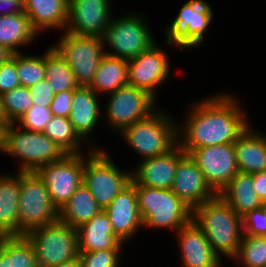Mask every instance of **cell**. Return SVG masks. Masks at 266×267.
<instances>
[{
    "mask_svg": "<svg viewBox=\"0 0 266 267\" xmlns=\"http://www.w3.org/2000/svg\"><path fill=\"white\" fill-rule=\"evenodd\" d=\"M1 96L7 120L10 123H16L33 106L29 87L20 85Z\"/></svg>",
    "mask_w": 266,
    "mask_h": 267,
    "instance_id": "cell-35",
    "label": "cell"
},
{
    "mask_svg": "<svg viewBox=\"0 0 266 267\" xmlns=\"http://www.w3.org/2000/svg\"><path fill=\"white\" fill-rule=\"evenodd\" d=\"M84 166L85 153L66 154L61 160L42 166L36 171L58 210L83 183Z\"/></svg>",
    "mask_w": 266,
    "mask_h": 267,
    "instance_id": "cell-13",
    "label": "cell"
},
{
    "mask_svg": "<svg viewBox=\"0 0 266 267\" xmlns=\"http://www.w3.org/2000/svg\"><path fill=\"white\" fill-rule=\"evenodd\" d=\"M128 60L105 54L89 86L98 95L109 94L128 85Z\"/></svg>",
    "mask_w": 266,
    "mask_h": 267,
    "instance_id": "cell-27",
    "label": "cell"
},
{
    "mask_svg": "<svg viewBox=\"0 0 266 267\" xmlns=\"http://www.w3.org/2000/svg\"><path fill=\"white\" fill-rule=\"evenodd\" d=\"M50 107L33 105L16 124L26 130L43 132L45 125L52 118Z\"/></svg>",
    "mask_w": 266,
    "mask_h": 267,
    "instance_id": "cell-37",
    "label": "cell"
},
{
    "mask_svg": "<svg viewBox=\"0 0 266 267\" xmlns=\"http://www.w3.org/2000/svg\"><path fill=\"white\" fill-rule=\"evenodd\" d=\"M0 267H40L33 245L25 235H11L0 248Z\"/></svg>",
    "mask_w": 266,
    "mask_h": 267,
    "instance_id": "cell-30",
    "label": "cell"
},
{
    "mask_svg": "<svg viewBox=\"0 0 266 267\" xmlns=\"http://www.w3.org/2000/svg\"><path fill=\"white\" fill-rule=\"evenodd\" d=\"M19 188L18 235L59 220V211L36 172H19Z\"/></svg>",
    "mask_w": 266,
    "mask_h": 267,
    "instance_id": "cell-8",
    "label": "cell"
},
{
    "mask_svg": "<svg viewBox=\"0 0 266 267\" xmlns=\"http://www.w3.org/2000/svg\"><path fill=\"white\" fill-rule=\"evenodd\" d=\"M16 159L19 172H36L61 160L67 153L43 132H34L10 123L5 127L3 153Z\"/></svg>",
    "mask_w": 266,
    "mask_h": 267,
    "instance_id": "cell-5",
    "label": "cell"
},
{
    "mask_svg": "<svg viewBox=\"0 0 266 267\" xmlns=\"http://www.w3.org/2000/svg\"><path fill=\"white\" fill-rule=\"evenodd\" d=\"M175 16L164 29V42L180 50L202 46L214 19L211 5L205 0H187Z\"/></svg>",
    "mask_w": 266,
    "mask_h": 267,
    "instance_id": "cell-9",
    "label": "cell"
},
{
    "mask_svg": "<svg viewBox=\"0 0 266 267\" xmlns=\"http://www.w3.org/2000/svg\"><path fill=\"white\" fill-rule=\"evenodd\" d=\"M30 95L32 96L33 105L49 107L52 99L55 96L47 79L39 81L37 84L30 86Z\"/></svg>",
    "mask_w": 266,
    "mask_h": 267,
    "instance_id": "cell-40",
    "label": "cell"
},
{
    "mask_svg": "<svg viewBox=\"0 0 266 267\" xmlns=\"http://www.w3.org/2000/svg\"><path fill=\"white\" fill-rule=\"evenodd\" d=\"M45 73L55 94L79 87L70 66L52 45L45 50Z\"/></svg>",
    "mask_w": 266,
    "mask_h": 267,
    "instance_id": "cell-31",
    "label": "cell"
},
{
    "mask_svg": "<svg viewBox=\"0 0 266 267\" xmlns=\"http://www.w3.org/2000/svg\"><path fill=\"white\" fill-rule=\"evenodd\" d=\"M171 190L192 210L217 196L195 160L187 153L178 162Z\"/></svg>",
    "mask_w": 266,
    "mask_h": 267,
    "instance_id": "cell-17",
    "label": "cell"
},
{
    "mask_svg": "<svg viewBox=\"0 0 266 267\" xmlns=\"http://www.w3.org/2000/svg\"><path fill=\"white\" fill-rule=\"evenodd\" d=\"M51 267H81V261L79 257H76L73 260H70L68 262H64L58 265H54Z\"/></svg>",
    "mask_w": 266,
    "mask_h": 267,
    "instance_id": "cell-44",
    "label": "cell"
},
{
    "mask_svg": "<svg viewBox=\"0 0 266 267\" xmlns=\"http://www.w3.org/2000/svg\"><path fill=\"white\" fill-rule=\"evenodd\" d=\"M106 150L85 152L83 183L104 210L132 180V171L121 170Z\"/></svg>",
    "mask_w": 266,
    "mask_h": 267,
    "instance_id": "cell-7",
    "label": "cell"
},
{
    "mask_svg": "<svg viewBox=\"0 0 266 267\" xmlns=\"http://www.w3.org/2000/svg\"><path fill=\"white\" fill-rule=\"evenodd\" d=\"M19 171L0 174V226L10 235H18Z\"/></svg>",
    "mask_w": 266,
    "mask_h": 267,
    "instance_id": "cell-29",
    "label": "cell"
},
{
    "mask_svg": "<svg viewBox=\"0 0 266 267\" xmlns=\"http://www.w3.org/2000/svg\"><path fill=\"white\" fill-rule=\"evenodd\" d=\"M240 217L263 207L253 188L252 174L238 171L218 194Z\"/></svg>",
    "mask_w": 266,
    "mask_h": 267,
    "instance_id": "cell-25",
    "label": "cell"
},
{
    "mask_svg": "<svg viewBox=\"0 0 266 267\" xmlns=\"http://www.w3.org/2000/svg\"><path fill=\"white\" fill-rule=\"evenodd\" d=\"M186 153L177 144L166 154L140 160L132 171V179L140 186L171 189L179 160Z\"/></svg>",
    "mask_w": 266,
    "mask_h": 267,
    "instance_id": "cell-21",
    "label": "cell"
},
{
    "mask_svg": "<svg viewBox=\"0 0 266 267\" xmlns=\"http://www.w3.org/2000/svg\"><path fill=\"white\" fill-rule=\"evenodd\" d=\"M79 252L107 249H124V243L115 235L110 219L104 210L77 229Z\"/></svg>",
    "mask_w": 266,
    "mask_h": 267,
    "instance_id": "cell-22",
    "label": "cell"
},
{
    "mask_svg": "<svg viewBox=\"0 0 266 267\" xmlns=\"http://www.w3.org/2000/svg\"><path fill=\"white\" fill-rule=\"evenodd\" d=\"M24 12L23 0H0V16Z\"/></svg>",
    "mask_w": 266,
    "mask_h": 267,
    "instance_id": "cell-42",
    "label": "cell"
},
{
    "mask_svg": "<svg viewBox=\"0 0 266 267\" xmlns=\"http://www.w3.org/2000/svg\"><path fill=\"white\" fill-rule=\"evenodd\" d=\"M143 14L129 11L118 18L112 15L102 37L105 54L129 60L156 43L147 24L148 18Z\"/></svg>",
    "mask_w": 266,
    "mask_h": 267,
    "instance_id": "cell-6",
    "label": "cell"
},
{
    "mask_svg": "<svg viewBox=\"0 0 266 267\" xmlns=\"http://www.w3.org/2000/svg\"><path fill=\"white\" fill-rule=\"evenodd\" d=\"M168 111L157 109L143 120L126 127L121 139L141 160L166 154L178 144L177 120Z\"/></svg>",
    "mask_w": 266,
    "mask_h": 267,
    "instance_id": "cell-4",
    "label": "cell"
},
{
    "mask_svg": "<svg viewBox=\"0 0 266 267\" xmlns=\"http://www.w3.org/2000/svg\"><path fill=\"white\" fill-rule=\"evenodd\" d=\"M192 221L203 231L213 251L223 261L237 255L243 236L242 217L219 195L195 207Z\"/></svg>",
    "mask_w": 266,
    "mask_h": 267,
    "instance_id": "cell-2",
    "label": "cell"
},
{
    "mask_svg": "<svg viewBox=\"0 0 266 267\" xmlns=\"http://www.w3.org/2000/svg\"><path fill=\"white\" fill-rule=\"evenodd\" d=\"M39 35L24 12L0 16V45L12 54L22 52L20 47L32 46Z\"/></svg>",
    "mask_w": 266,
    "mask_h": 267,
    "instance_id": "cell-26",
    "label": "cell"
},
{
    "mask_svg": "<svg viewBox=\"0 0 266 267\" xmlns=\"http://www.w3.org/2000/svg\"><path fill=\"white\" fill-rule=\"evenodd\" d=\"M124 249H107L92 252H79L81 267H122L121 256Z\"/></svg>",
    "mask_w": 266,
    "mask_h": 267,
    "instance_id": "cell-36",
    "label": "cell"
},
{
    "mask_svg": "<svg viewBox=\"0 0 266 267\" xmlns=\"http://www.w3.org/2000/svg\"><path fill=\"white\" fill-rule=\"evenodd\" d=\"M263 207L265 208V210H266V201L264 202V204H263Z\"/></svg>",
    "mask_w": 266,
    "mask_h": 267,
    "instance_id": "cell-48",
    "label": "cell"
},
{
    "mask_svg": "<svg viewBox=\"0 0 266 267\" xmlns=\"http://www.w3.org/2000/svg\"><path fill=\"white\" fill-rule=\"evenodd\" d=\"M43 133L67 154H82L86 152L83 147L91 150L75 132L68 117L52 116L45 125Z\"/></svg>",
    "mask_w": 266,
    "mask_h": 267,
    "instance_id": "cell-32",
    "label": "cell"
},
{
    "mask_svg": "<svg viewBox=\"0 0 266 267\" xmlns=\"http://www.w3.org/2000/svg\"><path fill=\"white\" fill-rule=\"evenodd\" d=\"M136 187L138 209L144 228L164 229L177 232L192 220V209L186 205L171 189Z\"/></svg>",
    "mask_w": 266,
    "mask_h": 267,
    "instance_id": "cell-3",
    "label": "cell"
},
{
    "mask_svg": "<svg viewBox=\"0 0 266 267\" xmlns=\"http://www.w3.org/2000/svg\"><path fill=\"white\" fill-rule=\"evenodd\" d=\"M181 267H223L224 263L209 244L203 231L190 221L175 232Z\"/></svg>",
    "mask_w": 266,
    "mask_h": 267,
    "instance_id": "cell-18",
    "label": "cell"
},
{
    "mask_svg": "<svg viewBox=\"0 0 266 267\" xmlns=\"http://www.w3.org/2000/svg\"><path fill=\"white\" fill-rule=\"evenodd\" d=\"M20 86L16 70V53L0 64V95Z\"/></svg>",
    "mask_w": 266,
    "mask_h": 267,
    "instance_id": "cell-39",
    "label": "cell"
},
{
    "mask_svg": "<svg viewBox=\"0 0 266 267\" xmlns=\"http://www.w3.org/2000/svg\"><path fill=\"white\" fill-rule=\"evenodd\" d=\"M25 236L34 247L40 267H51L79 256L76 229L59 220Z\"/></svg>",
    "mask_w": 266,
    "mask_h": 267,
    "instance_id": "cell-11",
    "label": "cell"
},
{
    "mask_svg": "<svg viewBox=\"0 0 266 267\" xmlns=\"http://www.w3.org/2000/svg\"><path fill=\"white\" fill-rule=\"evenodd\" d=\"M227 92L193 100L187 106L186 118L177 122L178 145L185 153L201 147L233 144L251 124L244 104Z\"/></svg>",
    "mask_w": 266,
    "mask_h": 267,
    "instance_id": "cell-1",
    "label": "cell"
},
{
    "mask_svg": "<svg viewBox=\"0 0 266 267\" xmlns=\"http://www.w3.org/2000/svg\"><path fill=\"white\" fill-rule=\"evenodd\" d=\"M74 90H66L55 94L49 107L51 114L58 117H68L71 113V105Z\"/></svg>",
    "mask_w": 266,
    "mask_h": 267,
    "instance_id": "cell-41",
    "label": "cell"
},
{
    "mask_svg": "<svg viewBox=\"0 0 266 267\" xmlns=\"http://www.w3.org/2000/svg\"><path fill=\"white\" fill-rule=\"evenodd\" d=\"M232 260L243 267H266V236L243 235L237 255Z\"/></svg>",
    "mask_w": 266,
    "mask_h": 267,
    "instance_id": "cell-33",
    "label": "cell"
},
{
    "mask_svg": "<svg viewBox=\"0 0 266 267\" xmlns=\"http://www.w3.org/2000/svg\"><path fill=\"white\" fill-rule=\"evenodd\" d=\"M11 52L7 50L4 46L0 45V64L6 61L10 56Z\"/></svg>",
    "mask_w": 266,
    "mask_h": 267,
    "instance_id": "cell-45",
    "label": "cell"
},
{
    "mask_svg": "<svg viewBox=\"0 0 266 267\" xmlns=\"http://www.w3.org/2000/svg\"><path fill=\"white\" fill-rule=\"evenodd\" d=\"M106 106L103 108L104 123L111 131L120 134L126 127L143 120L158 108L154 96L148 91L126 85L115 92L107 94Z\"/></svg>",
    "mask_w": 266,
    "mask_h": 267,
    "instance_id": "cell-10",
    "label": "cell"
},
{
    "mask_svg": "<svg viewBox=\"0 0 266 267\" xmlns=\"http://www.w3.org/2000/svg\"><path fill=\"white\" fill-rule=\"evenodd\" d=\"M69 0H23L24 13L33 29L39 34L44 30L65 31Z\"/></svg>",
    "mask_w": 266,
    "mask_h": 267,
    "instance_id": "cell-24",
    "label": "cell"
},
{
    "mask_svg": "<svg viewBox=\"0 0 266 267\" xmlns=\"http://www.w3.org/2000/svg\"><path fill=\"white\" fill-rule=\"evenodd\" d=\"M98 97L100 96L90 87L79 86L73 92L69 116L73 129L91 149H102L98 146V143L96 144L91 139L95 128L101 120H104L102 119L103 108H100L103 106H101V101H99Z\"/></svg>",
    "mask_w": 266,
    "mask_h": 267,
    "instance_id": "cell-20",
    "label": "cell"
},
{
    "mask_svg": "<svg viewBox=\"0 0 266 267\" xmlns=\"http://www.w3.org/2000/svg\"><path fill=\"white\" fill-rule=\"evenodd\" d=\"M104 211L110 219L115 235L125 244L138 234L137 231L144 228L138 209L136 187L132 183L127 185Z\"/></svg>",
    "mask_w": 266,
    "mask_h": 267,
    "instance_id": "cell-19",
    "label": "cell"
},
{
    "mask_svg": "<svg viewBox=\"0 0 266 267\" xmlns=\"http://www.w3.org/2000/svg\"><path fill=\"white\" fill-rule=\"evenodd\" d=\"M112 4L111 0H69L65 32L102 38L114 14Z\"/></svg>",
    "mask_w": 266,
    "mask_h": 267,
    "instance_id": "cell-16",
    "label": "cell"
},
{
    "mask_svg": "<svg viewBox=\"0 0 266 267\" xmlns=\"http://www.w3.org/2000/svg\"><path fill=\"white\" fill-rule=\"evenodd\" d=\"M0 123H10L7 120L6 113L4 111L3 100H2V96L1 95H0Z\"/></svg>",
    "mask_w": 266,
    "mask_h": 267,
    "instance_id": "cell-46",
    "label": "cell"
},
{
    "mask_svg": "<svg viewBox=\"0 0 266 267\" xmlns=\"http://www.w3.org/2000/svg\"><path fill=\"white\" fill-rule=\"evenodd\" d=\"M103 210L82 183L70 199L58 210L59 221L77 229Z\"/></svg>",
    "mask_w": 266,
    "mask_h": 267,
    "instance_id": "cell-28",
    "label": "cell"
},
{
    "mask_svg": "<svg viewBox=\"0 0 266 267\" xmlns=\"http://www.w3.org/2000/svg\"><path fill=\"white\" fill-rule=\"evenodd\" d=\"M253 188L264 203L266 201V171L252 174Z\"/></svg>",
    "mask_w": 266,
    "mask_h": 267,
    "instance_id": "cell-43",
    "label": "cell"
},
{
    "mask_svg": "<svg viewBox=\"0 0 266 267\" xmlns=\"http://www.w3.org/2000/svg\"><path fill=\"white\" fill-rule=\"evenodd\" d=\"M52 46L66 60L79 86L89 87L105 55L102 38L63 31Z\"/></svg>",
    "mask_w": 266,
    "mask_h": 267,
    "instance_id": "cell-12",
    "label": "cell"
},
{
    "mask_svg": "<svg viewBox=\"0 0 266 267\" xmlns=\"http://www.w3.org/2000/svg\"><path fill=\"white\" fill-rule=\"evenodd\" d=\"M16 70L20 85L30 87L46 78L45 52L40 55L16 53Z\"/></svg>",
    "mask_w": 266,
    "mask_h": 267,
    "instance_id": "cell-34",
    "label": "cell"
},
{
    "mask_svg": "<svg viewBox=\"0 0 266 267\" xmlns=\"http://www.w3.org/2000/svg\"><path fill=\"white\" fill-rule=\"evenodd\" d=\"M257 130L250 124L233 143L240 172L266 171V133Z\"/></svg>",
    "mask_w": 266,
    "mask_h": 267,
    "instance_id": "cell-23",
    "label": "cell"
},
{
    "mask_svg": "<svg viewBox=\"0 0 266 267\" xmlns=\"http://www.w3.org/2000/svg\"><path fill=\"white\" fill-rule=\"evenodd\" d=\"M10 236L11 235L3 227L0 226V246H3Z\"/></svg>",
    "mask_w": 266,
    "mask_h": 267,
    "instance_id": "cell-47",
    "label": "cell"
},
{
    "mask_svg": "<svg viewBox=\"0 0 266 267\" xmlns=\"http://www.w3.org/2000/svg\"><path fill=\"white\" fill-rule=\"evenodd\" d=\"M189 154L197 163L208 185L217 195L239 171L233 144L196 148Z\"/></svg>",
    "mask_w": 266,
    "mask_h": 267,
    "instance_id": "cell-15",
    "label": "cell"
},
{
    "mask_svg": "<svg viewBox=\"0 0 266 267\" xmlns=\"http://www.w3.org/2000/svg\"><path fill=\"white\" fill-rule=\"evenodd\" d=\"M159 43L128 60V85L148 91L156 99L157 89L171 76L170 57ZM157 93V94H156Z\"/></svg>",
    "mask_w": 266,
    "mask_h": 267,
    "instance_id": "cell-14",
    "label": "cell"
},
{
    "mask_svg": "<svg viewBox=\"0 0 266 267\" xmlns=\"http://www.w3.org/2000/svg\"><path fill=\"white\" fill-rule=\"evenodd\" d=\"M243 235L266 236V210L264 207L242 216Z\"/></svg>",
    "mask_w": 266,
    "mask_h": 267,
    "instance_id": "cell-38",
    "label": "cell"
}]
</instances>
